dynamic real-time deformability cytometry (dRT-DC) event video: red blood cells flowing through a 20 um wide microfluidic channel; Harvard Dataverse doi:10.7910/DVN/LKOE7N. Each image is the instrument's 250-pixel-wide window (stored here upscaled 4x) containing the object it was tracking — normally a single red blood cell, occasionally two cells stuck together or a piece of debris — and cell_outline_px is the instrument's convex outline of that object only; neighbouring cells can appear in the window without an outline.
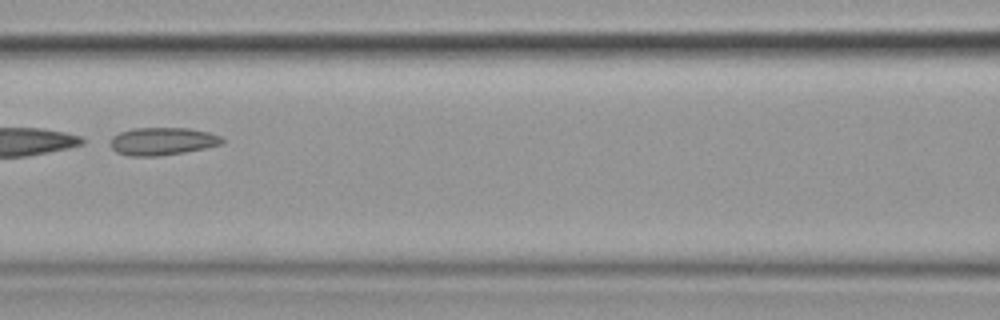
{"species": "common noctule bat (a hibernating species)", "species_latin": "Nyctalus noctula", "temperature_condition": "cold", "stored_images_in_passage": 6, "camera_frame_rate_fps": 3000, "um_per_image_px": 0.085, "animal": {"sex": "female", "body_mass_g": 19.9}, "frame": {"image": 1, "passage_image": 5, "time_ms": 4.667, "image_size_px": [1000, 320], "cell_outline_px": [[224, 140], [220, 144], [204, 148], [184, 152], [156, 156], [128, 156], [116, 152], [112, 148], [112, 136], [120, 132], [132, 128], [188, 128], [208, 132], [220, 136]], "centroid_in_image_um": [13.78, 12.0], "position_along_channel_um": 152.8, "area_um2": 17.86}}